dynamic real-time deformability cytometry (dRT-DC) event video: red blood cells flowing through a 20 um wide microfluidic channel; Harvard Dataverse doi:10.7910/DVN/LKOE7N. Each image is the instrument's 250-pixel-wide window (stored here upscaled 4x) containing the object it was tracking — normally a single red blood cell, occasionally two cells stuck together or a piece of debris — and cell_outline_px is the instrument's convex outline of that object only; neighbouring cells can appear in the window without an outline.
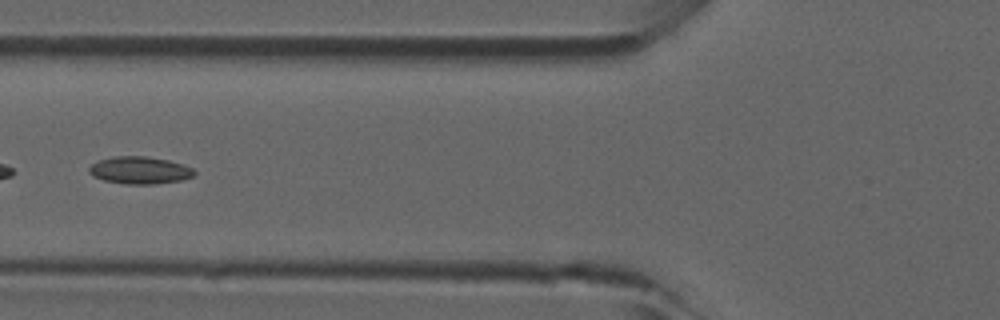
{"species": "common noctule bat (a hibernating species)", "species_latin": "Nyctalus noctula", "temperature_condition": "room temperature", "stored_images_in_passage": 34, "camera_frame_rate_fps": 3000, "um_per_image_px": 0.085, "animal": {"sex": "male", "forearm_length_mm": 52.5}, "frame": {"image": 1, "passage_image": 6, "time_ms": 1.667, "image_size_px": [1000, 320], "cell_outline_px": [[196, 172], [192, 176], [180, 180], [156, 184], [128, 184], [104, 180], [92, 176], [88, 172], [88, 168], [96, 160], [116, 156], [144, 156], [168, 160], [184, 164], [192, 168]], "centroid_in_image_um": [11.85, 14.46], "position_along_channel_um": 114.0, "area_um2": 16.76}}